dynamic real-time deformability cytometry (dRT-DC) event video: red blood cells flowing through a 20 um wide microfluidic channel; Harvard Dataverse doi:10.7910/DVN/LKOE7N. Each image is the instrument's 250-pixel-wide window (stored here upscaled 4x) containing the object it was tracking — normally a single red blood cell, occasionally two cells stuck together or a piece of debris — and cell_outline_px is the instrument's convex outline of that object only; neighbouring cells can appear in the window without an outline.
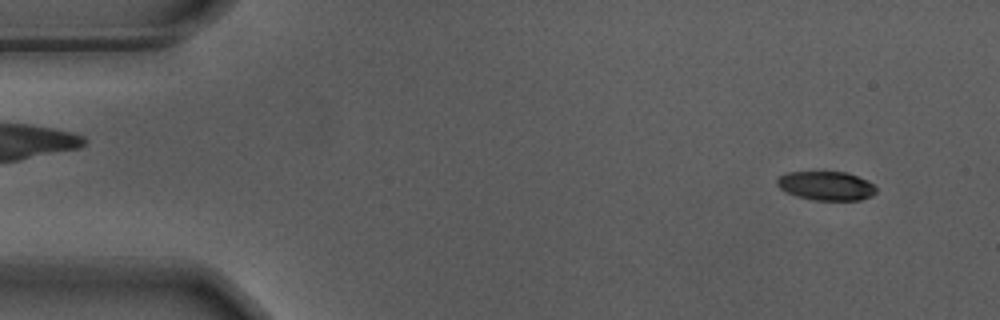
{"species": "Egyptian fruit bat (a non-hibernating species)", "species_latin": "Rousettus aegyptiacus", "temperature_condition": "warm", "stored_images_in_passage": 55, "camera_frame_rate_fps": 3000, "um_per_image_px": 0.085, "animal": {"sex": "male"}, "frame": {"image": 1, "passage_image": 4, "time_ms": 1.0, "image_size_px": [1000, 320], "cell_outline_px": [[876, 192], [872, 196], [860, 200], [816, 200], [796, 196], [780, 188], [776, 184], [776, 180], [780, 176], [788, 172], [848, 172], [868, 180], [876, 188]], "centroid_in_image_um": [70.25, 15.79], "position_along_channel_um": 14.8, "area_um2": 16.7}}
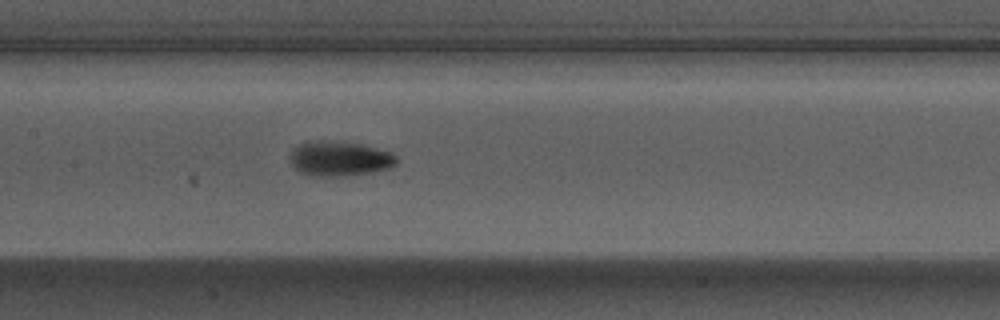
{"frame": {"image": 2, "passage_image": 26, "time_ms": 8.333, "image_size_px": [1000, 320], "cell_outline_px": [[396, 164], [388, 168], [372, 172], [344, 176], [304, 176], [292, 164], [292, 148], [296, 144], [316, 140], [336, 140], [360, 144], [376, 148], [388, 152], [396, 156]], "centroid_in_image_um": [28.82, 13.48], "position_along_channel_um": 178.6, "area_um2": 21.68}}
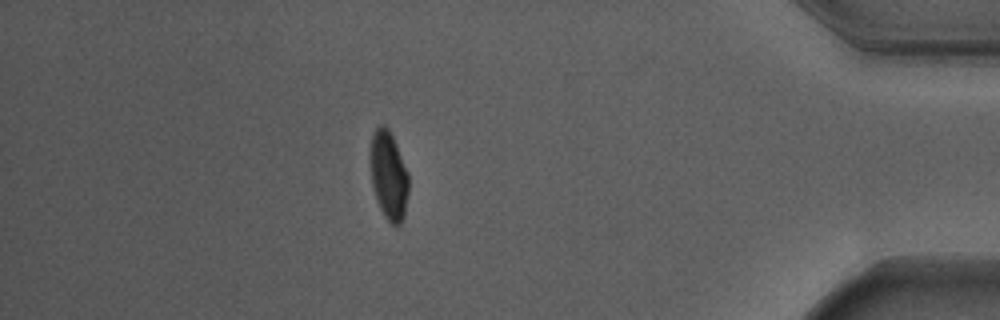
{"frame": {"image": 3, "passage_image": 48, "time_ms": 15.667, "image_size_px": [1000, 320], "cell_outline_px": [[408, 192], [404, 216], [400, 224], [392, 224], [384, 216], [380, 208], [372, 184], [372, 136], [376, 128], [380, 124], [384, 124], [388, 128], [396, 144], [408, 172]], "centroid_in_image_um": [33.07, 14.92], "position_along_channel_um": 402.1, "area_um2": 19.13}, "authors_computed_cell_mechanics": {"area_um2": 19.4786, "velocity_mm_per_s": 3.6959, "shape_relaxation_time_tau1_ms": 2.2947, "shape_relaxation_time_tau2_ms": 1.779, "deformation_change_tau1": 0.1642, "deformation_change_tau2": 0.0633}}